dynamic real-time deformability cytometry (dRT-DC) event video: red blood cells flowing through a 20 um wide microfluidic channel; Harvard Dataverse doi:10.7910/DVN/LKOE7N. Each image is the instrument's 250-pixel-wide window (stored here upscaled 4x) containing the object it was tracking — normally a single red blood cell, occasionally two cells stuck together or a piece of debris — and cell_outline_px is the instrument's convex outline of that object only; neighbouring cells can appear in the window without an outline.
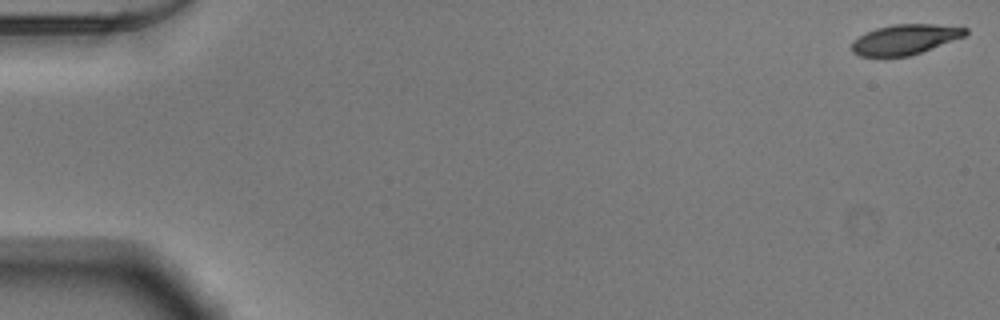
{"species": "Egyptian fruit bat (a non-hibernating species)", "species_latin": "Rousettus aegyptiacus", "temperature_condition": "warm", "stored_images_in_passage": 53, "camera_frame_rate_fps": 3000, "um_per_image_px": 0.085, "animal": {"sex": "male"}, "frame": {"image": 1, "passage_image": 1, "time_ms": 0.0, "image_size_px": [1000, 320], "cell_outline_px": [[968, 32], [964, 36], [920, 52], [908, 56], [860, 56], [852, 52], [852, 40], [876, 28], [896, 24], [932, 24], [968, 28]], "centroid_in_image_um": [76.9, 3.35], "position_along_channel_um": 8.1, "area_um2": 19.54}}
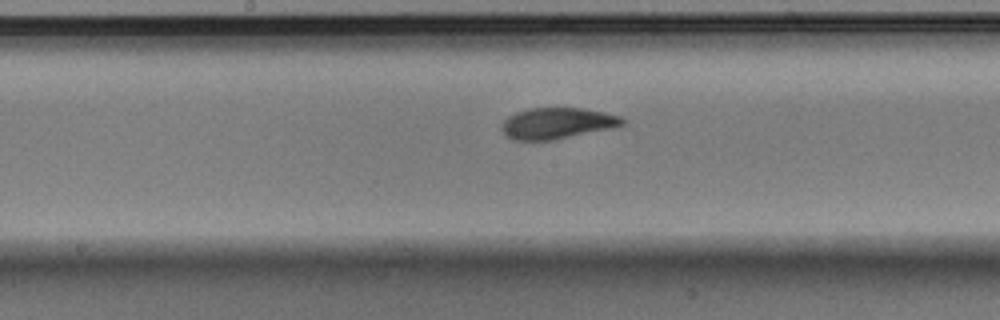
{"frame": {"image": 2, "passage_image": 28, "time_ms": 9.0, "image_size_px": [1000, 320], "cell_outline_px": [[628, 120], [624, 124], [612, 128], [552, 140], [512, 140], [500, 128], [504, 120], [508, 116], [516, 112], [528, 108], [584, 108], [604, 112], [620, 116]], "centroid_in_image_um": [47.37, 10.47], "position_along_channel_um": 200.8, "area_um2": 21.91}}
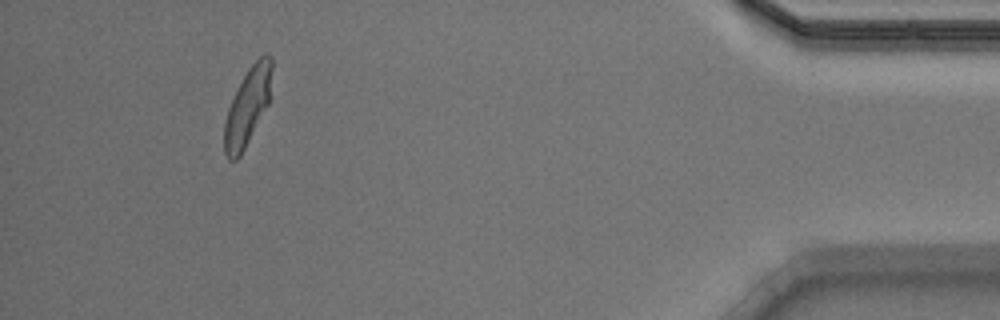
{"frame": {"image": 3, "passage_image": 49, "time_ms": 16.0, "image_size_px": [1000, 320], "cell_outline_px": [[272, 68], [268, 104], [240, 156], [236, 160], [228, 160], [224, 152], [224, 124], [228, 108], [248, 68], [264, 52], [268, 52], [272, 56]], "centroid_in_image_um": [21.04, 9.04], "position_along_channel_um": 414.2, "area_um2": 21.04}, "authors_computed_cell_mechanics": {"area_um2": 21.7328, "velocity_mm_per_s": 3.8891, "shape_relaxation_time_tau1_ms": 2.9958, "shape_relaxation_time_tau2_ms": 1.1645, "deformation_change_tau1": 0.1729, "deformation_change_tau2": 0.0781}}